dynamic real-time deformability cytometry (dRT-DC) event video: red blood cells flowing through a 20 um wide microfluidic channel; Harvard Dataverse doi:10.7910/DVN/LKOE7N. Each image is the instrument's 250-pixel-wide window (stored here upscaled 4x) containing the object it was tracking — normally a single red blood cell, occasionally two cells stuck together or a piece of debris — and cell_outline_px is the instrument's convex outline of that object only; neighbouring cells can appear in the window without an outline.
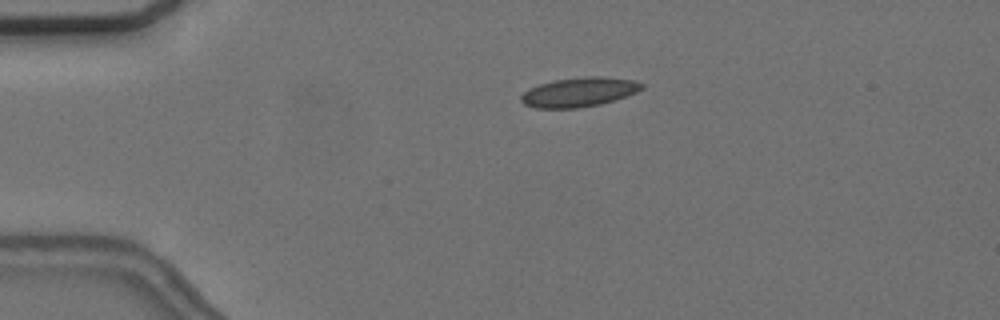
{"species": "common noctule bat (a hibernating species)", "species_latin": "Nyctalus noctula", "temperature_condition": "cold", "stored_images_in_passage": 6, "camera_frame_rate_fps": 3000, "um_per_image_px": 0.085, "animal": {"sex": "female", "body_mass_g": 24.6, "forearm_length_mm": 56.2}, "frame": {"image": 1, "passage_image": 4, "time_ms": 3.333, "image_size_px": [1000, 320], "cell_outline_px": [[644, 88], [636, 92], [600, 104], [580, 108], [536, 108], [524, 104], [520, 100], [520, 96], [524, 92], [540, 84], [552, 80], [584, 76], [596, 76], [632, 80], [644, 84]], "centroid_in_image_um": [49.19, 7.83], "position_along_channel_um": 35.8, "area_um2": 20.46}}